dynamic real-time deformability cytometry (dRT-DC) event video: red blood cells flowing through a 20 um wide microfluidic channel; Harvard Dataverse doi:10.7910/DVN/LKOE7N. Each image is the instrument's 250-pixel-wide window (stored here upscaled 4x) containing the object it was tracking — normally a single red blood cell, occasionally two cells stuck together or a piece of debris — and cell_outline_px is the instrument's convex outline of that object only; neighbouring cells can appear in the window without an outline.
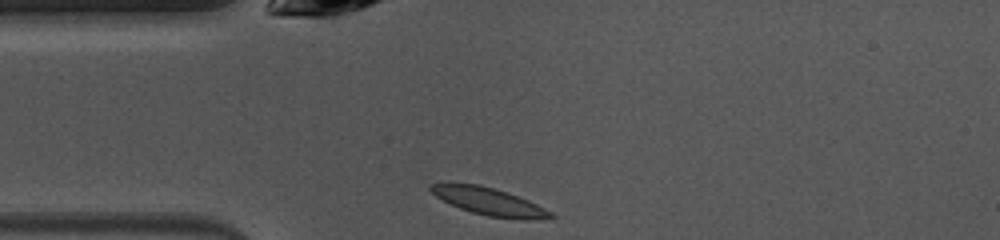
{"species": "common noctule bat (a hibernating species)", "species_latin": "Nyctalus noctula", "temperature_condition": "warm", "stored_images_in_passage": 38, "camera_frame_rate_fps": 3000, "um_per_image_px": 0.085, "animal": {"sex": "female", "body_mass_g": 10.0, "forearm_length_mm": 53.1}, "frame": {"image": 1, "passage_image": 1, "time_ms": 0.0, "image_size_px": [1000, 240], "cell_outline_px": [[556, 216], [528, 220], [520, 220], [488, 216], [472, 212], [460, 208], [436, 196], [428, 188], [432, 184], [480, 184], [508, 192], [528, 200], [552, 212]], "centroid_in_image_um": [41.62, 17.14], "position_along_channel_um": 43.4, "area_um2": 18.84}}
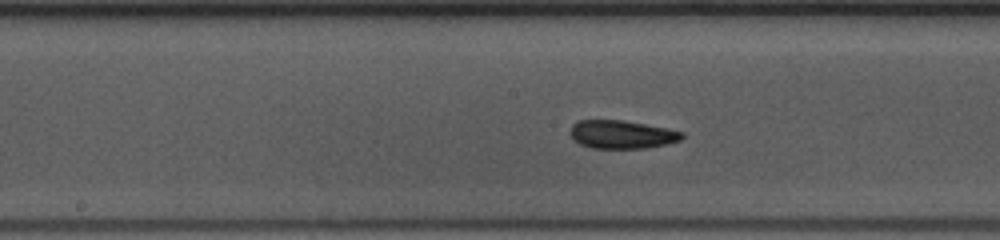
{"frame": {"image": 2, "passage_image": 13, "time_ms": 4.0, "image_size_px": [1000, 240], "cell_outline_px": [[684, 136], [680, 140], [668, 144], [648, 148], [592, 148], [580, 144], [568, 132], [572, 124], [580, 120], [624, 120], [668, 128], [684, 132]], "centroid_in_image_um": [52.88, 11.42], "position_along_channel_um": 195.3, "area_um2": 18.55}}
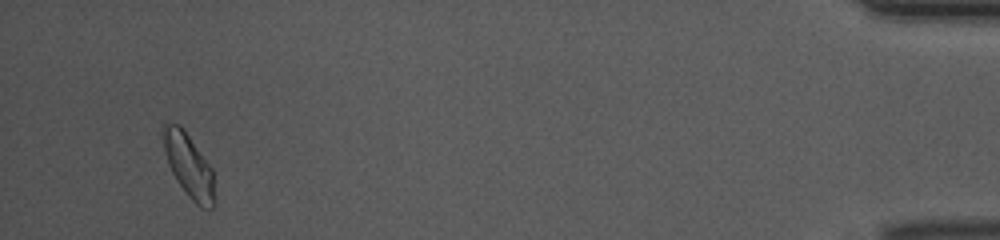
{"frame": {"image": 3, "passage_image": 36, "time_ms": 11.667, "image_size_px": [1000, 240], "cell_outline_px": [[216, 204], [212, 208], [200, 208], [188, 196], [176, 180], [168, 164], [160, 132], [164, 124], [180, 124], [184, 128], [212, 168], [216, 200]], "centroid_in_image_um": [16.06, 14.08], "position_along_channel_um": 419.1, "area_um2": 19.36}, "authors_computed_cell_mechanics": {"area_um2": 18.3226, "velocity_mm_per_s": 4.0186, "shape_relaxation_time_tau1_ms": 5.9328, "shape_relaxation_time_tau2_ms": 7.9314, "deformation_change_tau1": 0.1371, "deformation_change_tau2": 0.1435}}